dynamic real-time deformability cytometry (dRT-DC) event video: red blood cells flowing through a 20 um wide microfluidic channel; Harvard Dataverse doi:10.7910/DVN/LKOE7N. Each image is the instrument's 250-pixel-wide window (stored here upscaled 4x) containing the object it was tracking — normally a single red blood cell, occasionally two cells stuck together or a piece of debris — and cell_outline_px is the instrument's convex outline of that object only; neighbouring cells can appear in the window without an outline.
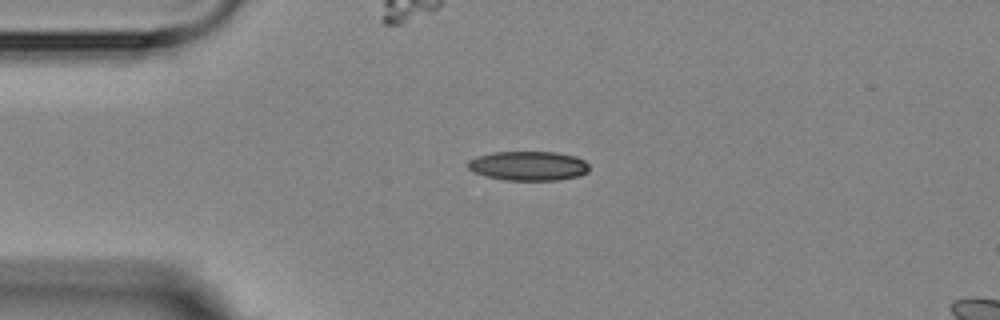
{"species": "Egyptian fruit bat (a non-hibernating species)", "species_latin": "Rousettus aegyptiacus", "temperature_condition": "room temperature", "stored_images_in_passage": 2, "camera_frame_rate_fps": 3000, "um_per_image_px": 0.085, "animal": {"sex": "female"}, "frame": {"image": 1, "passage_image": 1, "time_ms": 0.0, "image_size_px": [1000, 320], "cell_outline_px": [[588, 172], [580, 176], [560, 180], [504, 180], [484, 176], [472, 172], [468, 168], [468, 160], [476, 156], [492, 152], [556, 152], [576, 156], [584, 160], [588, 164]], "centroid_in_image_um": [44.9, 14.1], "position_along_channel_um": 40.1, "area_um2": 21.04}}